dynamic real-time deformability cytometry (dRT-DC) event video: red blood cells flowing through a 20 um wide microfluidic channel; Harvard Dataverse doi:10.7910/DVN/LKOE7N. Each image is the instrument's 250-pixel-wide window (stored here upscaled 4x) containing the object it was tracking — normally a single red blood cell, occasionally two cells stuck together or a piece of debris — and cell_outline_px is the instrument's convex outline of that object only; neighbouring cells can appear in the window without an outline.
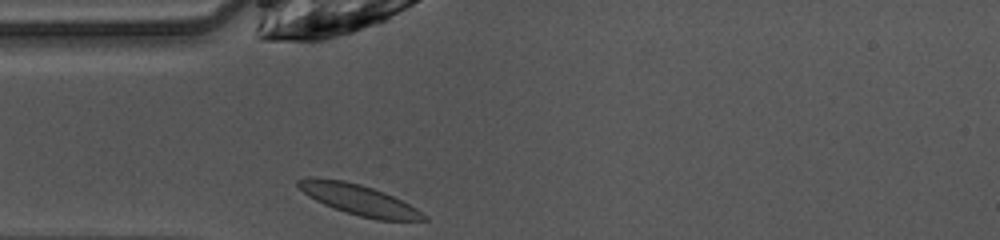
{"species": "common noctule bat (a hibernating species)", "species_latin": "Nyctalus noctula", "temperature_condition": "warm", "stored_images_in_passage": 26, "camera_frame_rate_fps": 3000, "um_per_image_px": 0.085, "animal": {"sex": "female", "body_mass_g": 10.0, "forearm_length_mm": 53.1}, "frame": {"image": 1, "passage_image": 1, "time_ms": 0.0, "image_size_px": [1000, 240], "cell_outline_px": [[428, 220], [376, 220], [344, 212], [324, 204], [308, 196], [296, 184], [296, 180], [316, 176], [344, 180], [360, 184], [384, 192], [416, 208], [428, 216]], "centroid_in_image_um": [30.48, 16.96], "position_along_channel_um": 54.5, "area_um2": 22.25}}
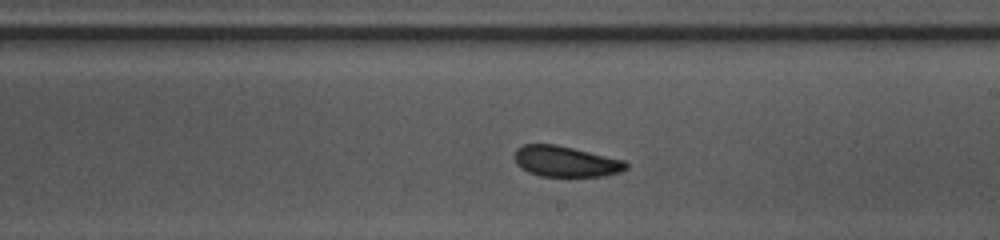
{"frame": {"image": 2, "passage_image": 15, "time_ms": 4.667, "image_size_px": [1000, 240], "cell_outline_px": [[628, 168], [620, 172], [604, 176], [540, 176], [528, 172], [516, 164], [512, 156], [516, 148], [524, 144], [556, 144], [624, 160], [628, 164]], "centroid_in_image_um": [48.04, 13.72], "position_along_channel_um": 241.0, "area_um2": 20.11}}
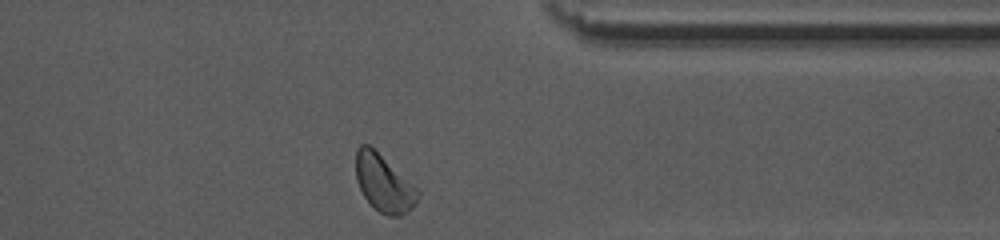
{"frame": {"image": 3, "passage_image": 26, "time_ms": 8.333, "image_size_px": [1000, 240], "cell_outline_px": [[420, 196], [412, 208], [400, 216], [388, 216], [380, 212], [364, 196], [356, 180], [356, 148], [360, 144], [368, 144], [412, 184], [420, 192]], "centroid_in_image_um": [32.61, 15.59], "position_along_channel_um": 378.8, "area_um2": 20.06}, "authors_computed_cell_mechanics": {"area_um2": 20.3456, "velocity_mm_per_s": 4.0271, "shape_relaxation_time_tau1_ms": 1.2835, "shape_relaxation_time_tau2_ms": 1.0915, "deformation_change_tau1": 0.0928, "deformation_change_tau2": 0.072}}